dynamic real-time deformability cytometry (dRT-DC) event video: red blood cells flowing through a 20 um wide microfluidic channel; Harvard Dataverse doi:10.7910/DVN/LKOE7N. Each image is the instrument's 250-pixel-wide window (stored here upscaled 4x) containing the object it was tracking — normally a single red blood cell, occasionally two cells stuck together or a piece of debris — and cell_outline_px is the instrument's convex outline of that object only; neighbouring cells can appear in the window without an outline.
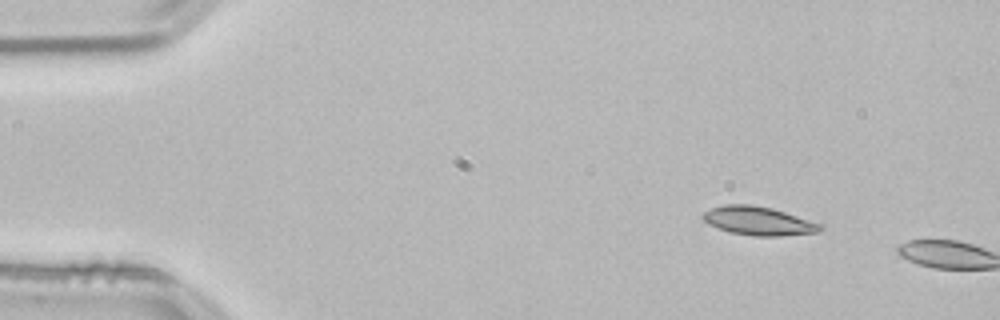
{"species": "common noctule bat (a hibernating species)", "species_latin": "Nyctalus noctula", "temperature_condition": "room temperature", "stored_images_in_passage": 3, "camera_frame_rate_fps": 3000, "um_per_image_px": 0.085, "animal": {"sex": "male", "body_mass_g": 21.5, "forearm_length_mm": 52.0}, "frame": {"image": 1, "passage_image": 1, "time_ms": 0.0, "image_size_px": [1000, 320], "cell_outline_px": [[824, 228], [820, 232], [780, 236], [752, 236], [728, 232], [708, 224], [704, 220], [704, 212], [712, 208], [728, 204], [752, 204], [772, 208], [824, 224]], "centroid_in_image_um": [64.53, 18.79], "position_along_channel_um": 20.5, "area_um2": 19.71}}